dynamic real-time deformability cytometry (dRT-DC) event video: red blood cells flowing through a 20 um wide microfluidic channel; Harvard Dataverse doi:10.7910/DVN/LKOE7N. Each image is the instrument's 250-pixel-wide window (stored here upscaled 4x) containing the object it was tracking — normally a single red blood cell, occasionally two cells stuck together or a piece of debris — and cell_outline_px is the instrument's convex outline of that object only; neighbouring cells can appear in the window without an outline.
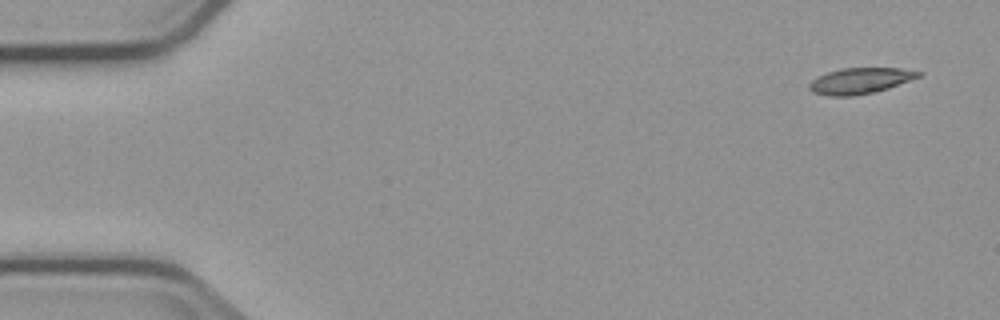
{"species": "common noctule bat (a hibernating species)", "species_latin": "Nyctalus noctula", "temperature_condition": "cold", "stored_images_in_passage": 3, "camera_frame_rate_fps": 3000, "um_per_image_px": 0.085, "animal": {"sex": "male", "body_mass_g": 23.1, "forearm_length_mm": 52.7}, "frame": {"image": 1, "passage_image": 1, "time_ms": 0.0, "image_size_px": [1000, 320], "cell_outline_px": [[924, 72], [920, 76], [888, 88], [876, 92], [852, 96], [832, 96], [812, 92], [808, 88], [808, 84], [816, 76], [840, 68], [900, 68]], "centroid_in_image_um": [73.08, 6.86], "position_along_channel_um": 11.9, "area_um2": 16.53}}